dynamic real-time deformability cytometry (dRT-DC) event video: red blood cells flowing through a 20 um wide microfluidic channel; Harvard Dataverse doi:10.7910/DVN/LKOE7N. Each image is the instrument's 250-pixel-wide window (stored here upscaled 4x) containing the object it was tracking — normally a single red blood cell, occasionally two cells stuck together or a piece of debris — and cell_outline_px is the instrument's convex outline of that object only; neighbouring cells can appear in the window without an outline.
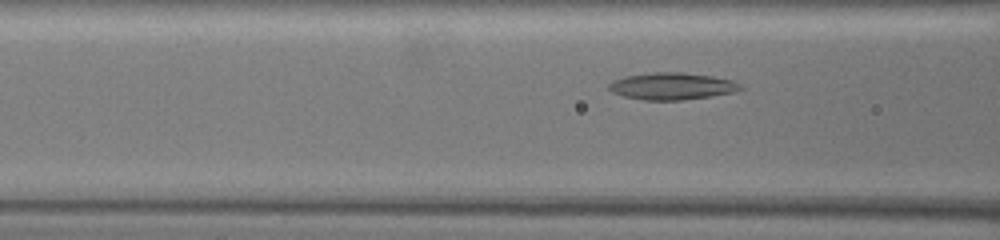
{"species": "common noctule bat (a hibernating species)", "species_latin": "Nyctalus noctula", "temperature_condition": "warm", "stored_images_in_passage": 48, "camera_frame_rate_fps": 3000, "um_per_image_px": 0.085, "animal": {"sex": "female", "body_mass_g": 19.5, "forearm_length_mm": 54.1}, "frame": {"image": 1, "passage_image": 16, "time_ms": 5.0, "image_size_px": [1000, 240], "cell_outline_px": [[744, 88], [732, 92], [708, 96], [680, 100], [644, 100], [624, 96], [612, 92], [608, 88], [608, 84], [612, 80], [624, 76], [652, 72], [684, 72], [712, 76], [732, 80], [740, 84]], "centroid_in_image_um": [57.07, 7.31], "position_along_channel_um": 109.5, "area_um2": 20.63}}
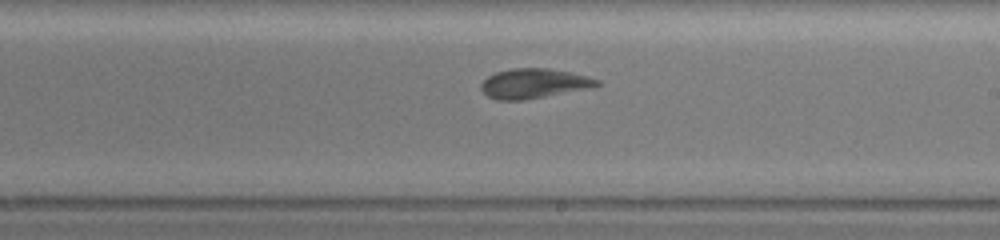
{"frame": {"image": 2, "passage_image": 29, "time_ms": 9.333, "image_size_px": [1000, 240], "cell_outline_px": [[600, 84], [584, 88], [524, 100], [496, 100], [488, 96], [480, 88], [480, 84], [488, 76], [496, 72], [512, 68], [548, 68], [568, 72], [600, 80]], "centroid_in_image_um": [45.28, 7.09], "position_along_channel_um": 243.7, "area_um2": 19.54}}
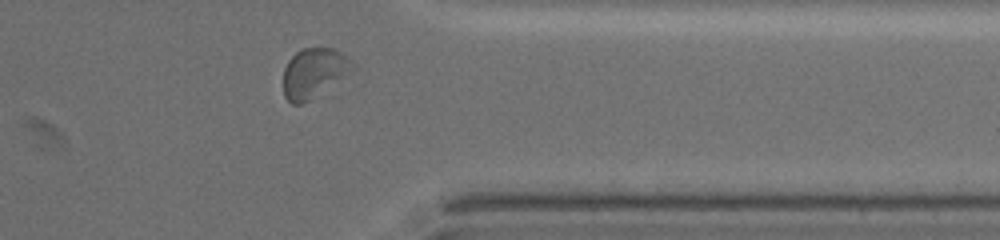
{"frame": {"image": 3, "passage_image": 43, "time_ms": 14.0, "image_size_px": [1000, 240], "cell_outline_px": [[356, 68], [308, 100], [300, 104], [292, 104], [284, 96], [284, 68], [288, 60], [300, 48], [332, 48], [348, 56], [356, 64]], "centroid_in_image_um": [26.68, 6.16], "position_along_channel_um": 384.7, "area_um2": 19.71}}